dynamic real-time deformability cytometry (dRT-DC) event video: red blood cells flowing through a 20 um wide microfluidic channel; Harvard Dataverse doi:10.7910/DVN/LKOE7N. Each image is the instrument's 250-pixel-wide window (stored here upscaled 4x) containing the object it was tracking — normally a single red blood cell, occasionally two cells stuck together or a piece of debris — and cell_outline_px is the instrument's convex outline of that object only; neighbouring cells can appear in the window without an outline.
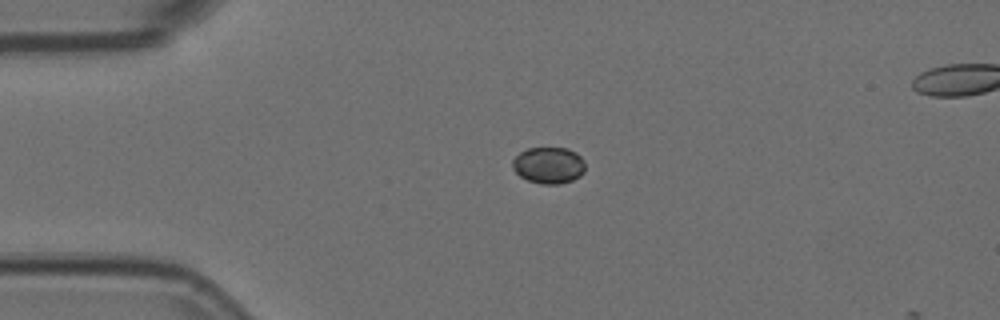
{"species": "Egyptian fruit bat (a non-hibernating species)", "species_latin": "Rousettus aegyptiacus", "temperature_condition": "room temperature", "stored_images_in_passage": 16, "camera_frame_rate_fps": 3000, "um_per_image_px": 0.085, "animal": {"sex": "female"}, "frame": {"image": 1, "passage_image": 13, "time_ms": 4.0, "image_size_px": [1000, 320], "cell_outline_px": [[584, 172], [580, 176], [572, 180], [560, 184], [540, 184], [528, 180], [520, 176], [512, 168], [512, 160], [520, 152], [528, 148], [568, 148], [576, 152], [584, 160]], "centroid_in_image_um": [46.64, 14.05], "position_along_channel_um": 38.4, "area_um2": 15.55}}